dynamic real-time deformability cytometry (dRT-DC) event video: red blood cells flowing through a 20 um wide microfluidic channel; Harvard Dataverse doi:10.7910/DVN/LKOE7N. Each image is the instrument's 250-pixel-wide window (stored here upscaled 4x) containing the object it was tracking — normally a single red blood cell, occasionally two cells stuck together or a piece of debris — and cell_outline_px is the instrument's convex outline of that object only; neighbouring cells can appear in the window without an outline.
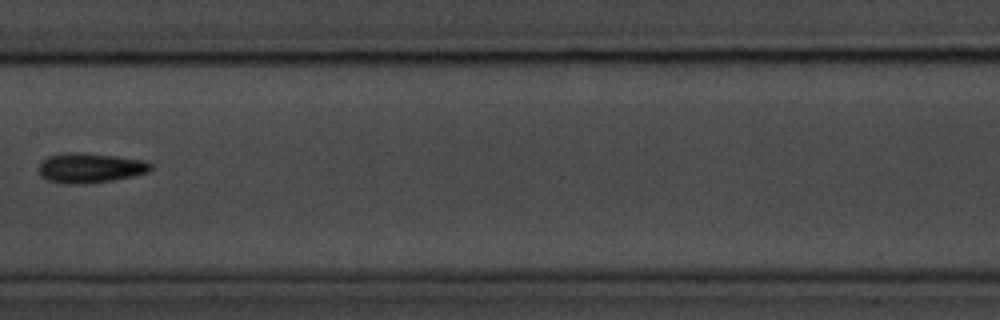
{"species": "common noctule bat (a hibernating species)", "species_latin": "Nyctalus noctula", "temperature_condition": "room temperature", "stored_images_in_passage": 11, "camera_frame_rate_fps": 3000, "um_per_image_px": 0.085, "animal": {"sex": "male", "body_mass_g": 20.1, "forearm_length_mm": 53.5}, "frame": {"image": 1, "passage_image": 10, "time_ms": 11.0, "image_size_px": [1000, 320], "cell_outline_px": [[152, 168], [148, 172], [132, 176], [112, 180], [84, 184], [68, 184], [48, 180], [40, 176], [40, 164], [48, 156], [64, 152], [84, 152], [116, 156], [144, 160], [152, 164]], "centroid_in_image_um": [7.67, 14.26], "position_along_channel_um": 199.7, "area_um2": 19.48}}